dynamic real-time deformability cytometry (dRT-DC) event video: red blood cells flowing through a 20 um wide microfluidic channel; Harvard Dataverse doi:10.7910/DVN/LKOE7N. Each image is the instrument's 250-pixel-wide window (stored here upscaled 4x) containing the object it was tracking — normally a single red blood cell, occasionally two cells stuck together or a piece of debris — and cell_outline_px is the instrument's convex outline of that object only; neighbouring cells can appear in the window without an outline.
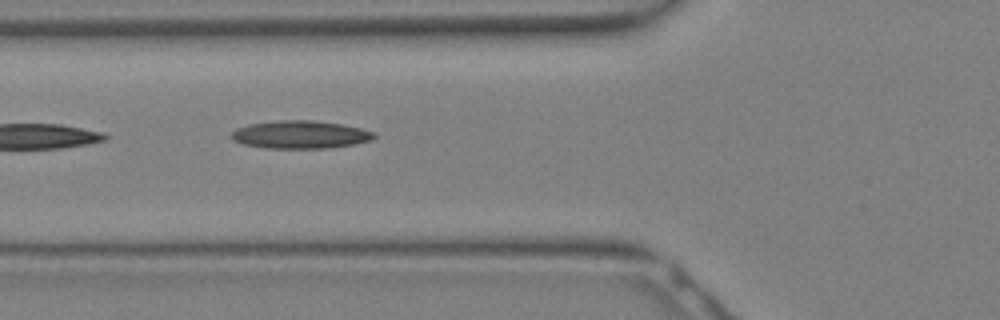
{"species": "Egyptian fruit bat (a non-hibernating species)", "species_latin": "Rousettus aegyptiacus", "temperature_condition": "warm", "stored_images_in_passage": 5, "camera_frame_rate_fps": 3000, "um_per_image_px": 0.085, "animal": {"sex": "female"}, "frame": {"image": 1, "passage_image": 5, "time_ms": 1.333, "image_size_px": [1000, 320], "cell_outline_px": [[376, 136], [372, 140], [356, 144], [328, 148], [264, 148], [240, 144], [232, 140], [232, 132], [236, 128], [248, 124], [280, 120], [312, 120], [340, 124], [360, 128], [376, 132]], "centroid_in_image_um": [25.52, 11.45], "position_along_channel_um": 100.3, "area_um2": 23.35}}